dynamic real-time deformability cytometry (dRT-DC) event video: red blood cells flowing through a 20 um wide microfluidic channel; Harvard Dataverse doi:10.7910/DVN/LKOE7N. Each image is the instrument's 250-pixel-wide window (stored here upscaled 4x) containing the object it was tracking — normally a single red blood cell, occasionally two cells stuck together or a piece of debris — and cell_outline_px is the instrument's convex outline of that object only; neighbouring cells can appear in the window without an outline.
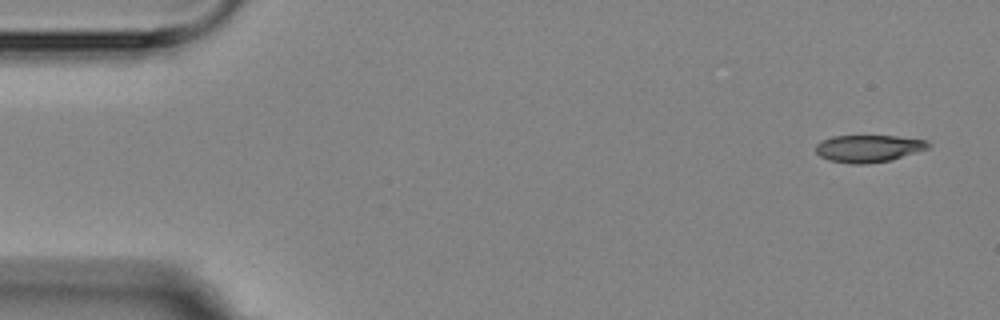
{"species": "Egyptian fruit bat (a non-hibernating species)", "species_latin": "Rousettus aegyptiacus", "temperature_condition": "room temperature", "stored_images_in_passage": 4, "camera_frame_rate_fps": 3000, "um_per_image_px": 0.085, "animal": {"sex": "female"}, "frame": {"image": 1, "passage_image": 1, "time_ms": 0.0, "image_size_px": [1000, 320], "cell_outline_px": [[928, 148], [892, 160], [864, 164], [852, 164], [828, 160], [820, 156], [816, 152], [816, 144], [832, 136], [896, 136], [928, 140]], "centroid_in_image_um": [73.81, 12.62], "position_along_channel_um": 11.2, "area_um2": 17.74}}